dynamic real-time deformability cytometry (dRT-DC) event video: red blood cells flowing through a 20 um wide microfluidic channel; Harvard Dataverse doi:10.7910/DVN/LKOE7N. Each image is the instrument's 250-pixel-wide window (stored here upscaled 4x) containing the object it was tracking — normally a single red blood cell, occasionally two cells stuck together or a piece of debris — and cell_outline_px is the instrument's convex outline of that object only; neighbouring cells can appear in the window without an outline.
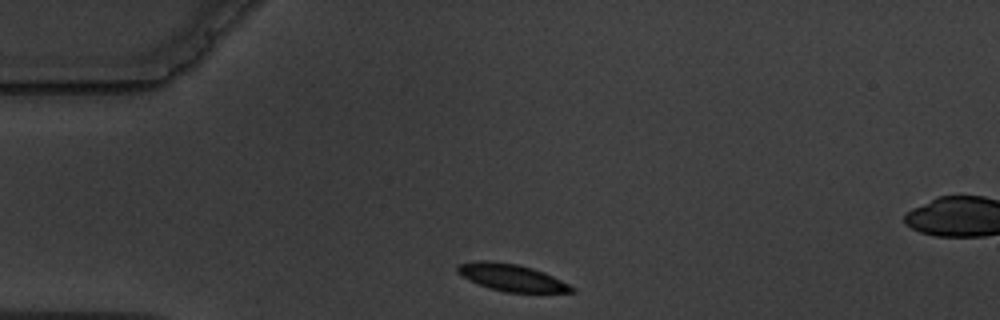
{"species": "common noctule bat (a hibernating species)", "species_latin": "Nyctalus noctula", "temperature_condition": "warm", "stored_images_in_passage": 3, "segment_of_instrument_passage": [1, 2], "camera_frame_rate_fps": 3000, "um_per_image_px": 0.085, "animal": {"sex": "male", "body_mass_g": 19.5, "forearm_length_mm": 54.6}, "frame": {"image": 1, "passage_image": 1, "time_ms": 0.0, "image_size_px": [1000, 320], "cell_outline_px": [[576, 292], [504, 292], [488, 288], [456, 272], [456, 264], [476, 260], [492, 260], [520, 264], [544, 272], [576, 288]], "centroid_in_image_um": [43.47, 23.57], "position_along_channel_um": 41.5, "area_um2": 18.03}}